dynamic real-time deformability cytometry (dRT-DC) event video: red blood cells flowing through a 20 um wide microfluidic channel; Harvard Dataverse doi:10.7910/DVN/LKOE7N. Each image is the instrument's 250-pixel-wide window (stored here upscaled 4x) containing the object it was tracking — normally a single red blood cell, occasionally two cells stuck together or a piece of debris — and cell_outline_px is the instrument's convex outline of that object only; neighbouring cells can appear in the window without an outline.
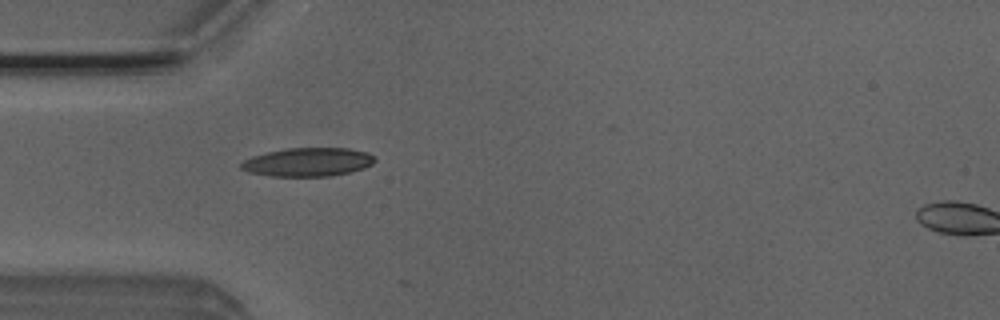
{"species": "Egyptian fruit bat (a non-hibernating species)", "species_latin": "Rousettus aegyptiacus", "temperature_condition": "room temperature", "stored_images_in_passage": 16, "camera_frame_rate_fps": 3000, "um_per_image_px": 0.085, "animal": {"sex": "male"}, "frame": {"image": 1, "passage_image": 15, "time_ms": 4.667, "image_size_px": [1000, 320], "cell_outline_px": [[376, 160], [372, 164], [364, 168], [348, 172], [328, 176], [272, 176], [248, 172], [240, 168], [240, 164], [244, 160], [252, 156], [284, 148], [348, 148], [368, 152]], "centroid_in_image_um": [26.15, 13.77], "position_along_channel_um": 58.8, "area_um2": 22.2}}